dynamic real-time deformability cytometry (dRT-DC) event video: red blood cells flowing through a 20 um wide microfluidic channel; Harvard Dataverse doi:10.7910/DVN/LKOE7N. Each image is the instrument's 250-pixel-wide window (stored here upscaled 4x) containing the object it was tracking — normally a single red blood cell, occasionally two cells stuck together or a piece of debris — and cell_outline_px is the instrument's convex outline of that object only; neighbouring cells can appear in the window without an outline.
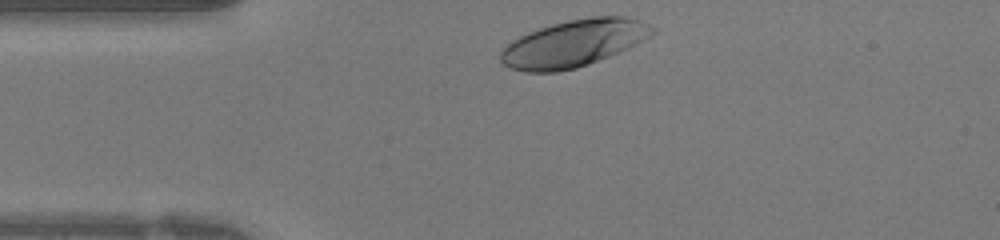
{"species": "human", "species_latin": "Homo sapiens", "temperature_condition": "warm", "stored_images_in_passage": 25, "camera_frame_rate_fps": 3000, "um_per_image_px": 0.085, "donor": {"sex": "female"}, "frame": {"image": 1, "passage_image": 1, "time_ms": 0.0, "image_size_px": [1000, 240], "cell_outline_px": [[656, 32], [636, 44], [608, 56], [588, 64], [576, 68], [556, 72], [524, 72], [512, 68], [504, 64], [500, 60], [500, 52], [512, 40], [528, 32], [552, 24], [568, 20], [592, 16], [624, 16], [648, 24], [656, 28]], "centroid_in_image_um": [48.75, 3.68], "position_along_channel_um": 36.3, "area_um2": 41.1}}
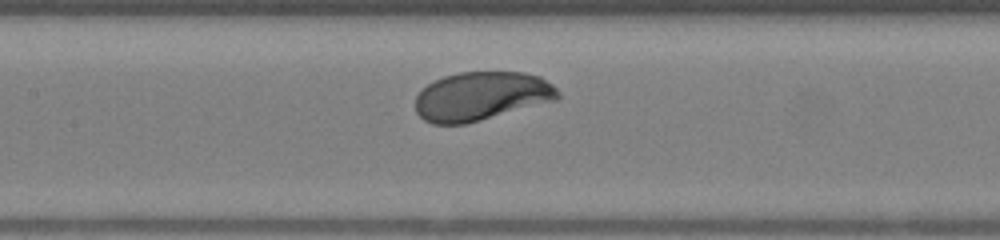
{"frame": {"image": 2, "passage_image": 11, "time_ms": 3.333, "image_size_px": [1000, 240], "cell_outline_px": [[560, 96], [556, 100], [480, 120], [464, 124], [432, 124], [424, 120], [416, 112], [416, 96], [428, 84], [444, 76], [460, 72], [524, 72], [540, 76], [552, 84], [560, 92]], "centroid_in_image_um": [40.92, 8.17], "position_along_channel_um": 166.5, "area_um2": 40.29}}
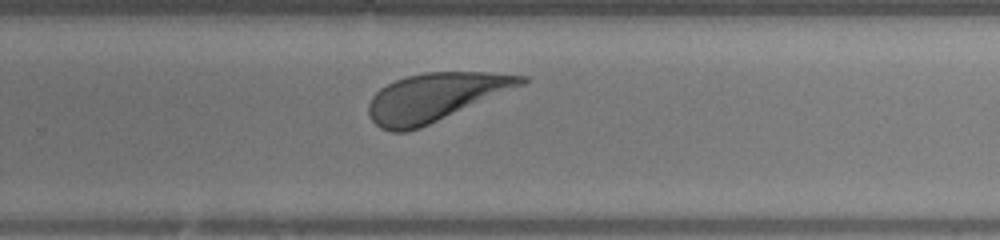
{"frame": {"image": 3, "passage_image": 19, "time_ms": 6.0, "image_size_px": [1000, 240], "cell_outline_px": [[528, 80], [524, 84], [420, 128], [408, 132], [392, 132], [380, 128], [372, 120], [368, 112], [368, 104], [372, 96], [380, 88], [396, 80], [408, 76], [428, 72], [484, 72], [528, 76]], "centroid_in_image_um": [36.96, 8.27], "position_along_channel_um": 292.8, "area_um2": 42.31}}